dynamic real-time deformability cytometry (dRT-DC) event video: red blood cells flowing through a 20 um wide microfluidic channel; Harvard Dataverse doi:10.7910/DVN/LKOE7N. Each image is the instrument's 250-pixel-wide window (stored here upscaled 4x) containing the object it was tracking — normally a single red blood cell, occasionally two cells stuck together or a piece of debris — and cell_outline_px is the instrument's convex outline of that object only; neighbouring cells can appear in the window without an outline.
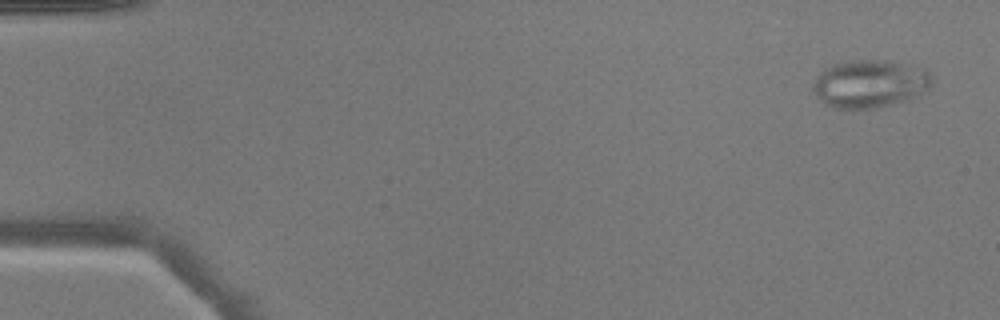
{"species": "common noctule bat (a hibernating species)", "species_latin": "Nyctalus noctula", "temperature_condition": "warm", "stored_images_in_passage": 51, "camera_frame_rate_fps": 3000, "um_per_image_px": 0.085, "animal": {"sex": "male", "body_mass_g": 17.9}, "frame": {"image": 1, "passage_image": 3, "time_ms": 0.667, "image_size_px": [1000, 320], "cell_outline_px": [[932, 84], [928, 92], [908, 100], [876, 108], [832, 108], [824, 104], [812, 92], [812, 84], [816, 76], [820, 72], [836, 64], [848, 60], [880, 60], [900, 64], [928, 72], [932, 80]], "centroid_in_image_um": [73.89, 7.15], "position_along_channel_um": 11.1, "area_um2": 32.95}}
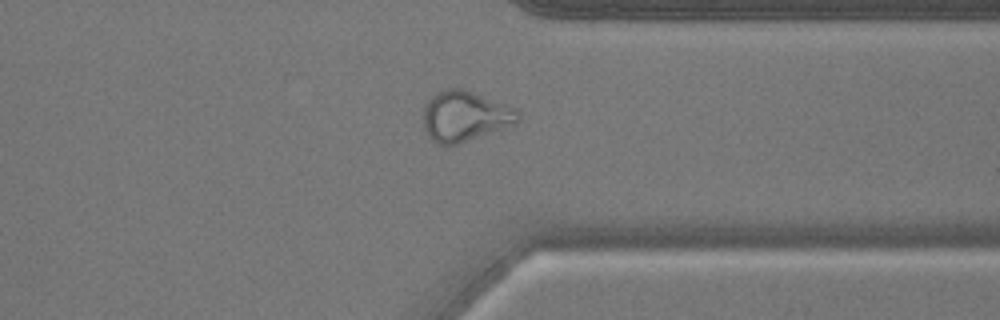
{"frame": {"image": 2, "passage_image": 40, "time_ms": 13.0, "image_size_px": [1000, 320], "cell_outline_px": [[520, 120], [516, 124], [456, 144], [440, 144], [432, 140], [428, 136], [424, 128], [424, 108], [428, 100], [436, 92], [444, 88], [464, 88], [516, 108], [520, 112]], "centroid_in_image_um": [39.54, 9.85], "position_along_channel_um": 371.9, "area_um2": 27.8}}
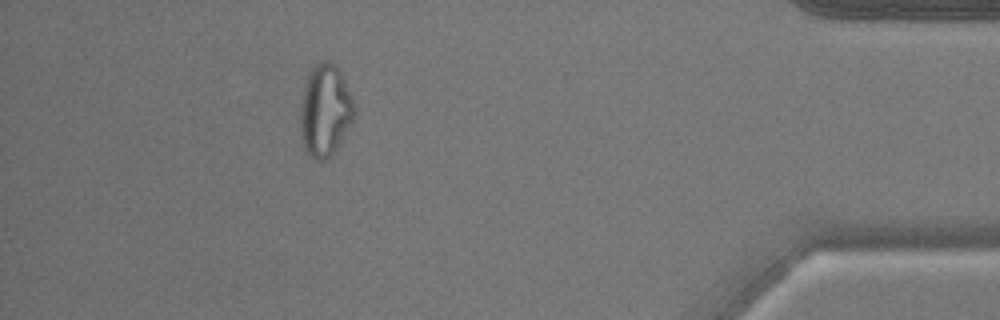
{"frame": {"image": 3, "passage_image": 46, "time_ms": 15.0, "image_size_px": [1000, 320], "cell_outline_px": [[356, 112], [352, 120], [332, 156], [324, 160], [316, 160], [308, 156], [304, 148], [300, 132], [300, 104], [304, 84], [312, 68], [320, 60], [328, 60], [340, 72], [344, 80], [356, 108]], "centroid_in_image_um": [27.6, 9.42], "position_along_channel_um": 407.6, "area_um2": 28.9}}